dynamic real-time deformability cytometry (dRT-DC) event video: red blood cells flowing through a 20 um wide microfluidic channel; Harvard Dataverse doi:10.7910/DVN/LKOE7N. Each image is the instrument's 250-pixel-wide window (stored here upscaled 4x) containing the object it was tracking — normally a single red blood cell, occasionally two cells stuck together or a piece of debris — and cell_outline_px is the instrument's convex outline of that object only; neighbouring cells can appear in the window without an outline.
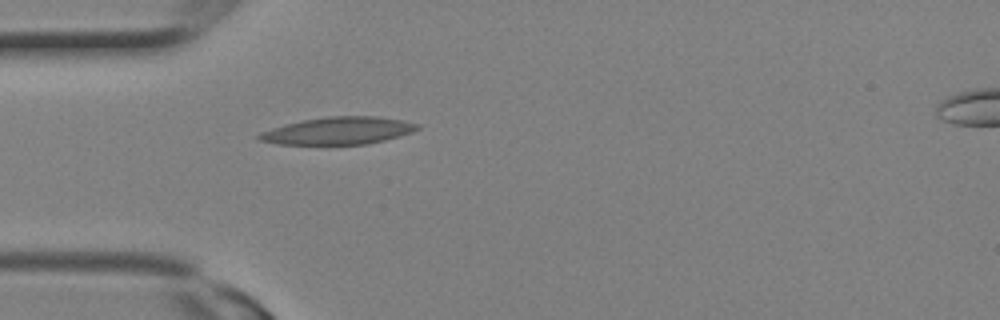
{"species": "Egyptian fruit bat (a non-hibernating species)", "species_latin": "Rousettus aegyptiacus", "temperature_condition": "room temperature", "stored_images_in_passage": 2, "camera_frame_rate_fps": 3000, "um_per_image_px": 0.085, "animal": {"sex": "female"}, "frame": {"image": 1, "passage_image": 1, "time_ms": 0.0, "image_size_px": [1000, 320], "cell_outline_px": [[420, 128], [412, 132], [384, 140], [368, 144], [276, 144], [256, 140], [256, 136], [260, 132], [284, 124], [304, 120], [328, 116], [376, 116], [400, 120], [420, 124]], "centroid_in_image_um": [28.72, 11.11], "position_along_channel_um": 56.3, "area_um2": 25.2}}